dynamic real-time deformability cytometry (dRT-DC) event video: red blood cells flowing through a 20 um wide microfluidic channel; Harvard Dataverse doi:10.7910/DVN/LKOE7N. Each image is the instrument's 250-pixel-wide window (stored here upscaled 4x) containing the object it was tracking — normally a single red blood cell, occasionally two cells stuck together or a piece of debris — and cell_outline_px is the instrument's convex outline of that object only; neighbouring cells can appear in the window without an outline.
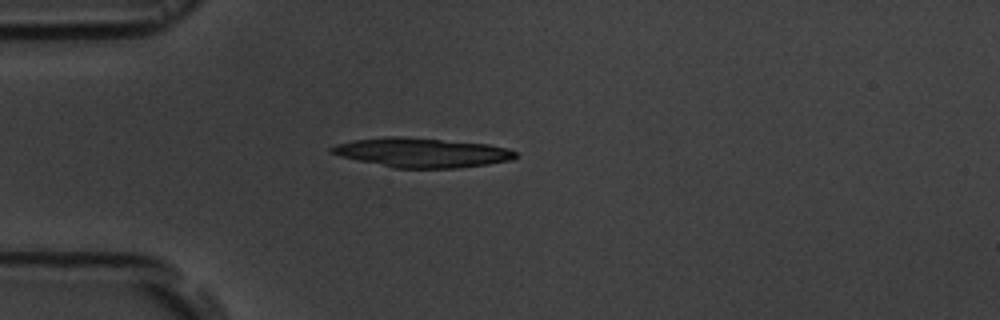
{"species": "common noctule bat (a hibernating species)", "species_latin": "Nyctalus noctula", "temperature_condition": "room temperature", "stored_images_in_passage": 1, "camera_frame_rate_fps": 3000, "um_per_image_px": 0.085, "animal": {"sex": "male", "body_mass_g": 19.5, "forearm_length_mm": 54.6}, "frame": {"image": 1, "passage_image": 1, "time_ms": 0.0, "image_size_px": [1000, 320], "cell_outline_px": [[516, 156], [512, 160], [488, 164], [456, 168], [396, 168], [340, 156], [328, 152], [328, 148], [336, 144], [352, 140], [392, 136], [400, 136], [488, 144], [508, 148], [516, 152]], "centroid_in_image_um": [35.84, 12.97], "position_along_channel_um": 49.2, "area_um2": 31.39}}